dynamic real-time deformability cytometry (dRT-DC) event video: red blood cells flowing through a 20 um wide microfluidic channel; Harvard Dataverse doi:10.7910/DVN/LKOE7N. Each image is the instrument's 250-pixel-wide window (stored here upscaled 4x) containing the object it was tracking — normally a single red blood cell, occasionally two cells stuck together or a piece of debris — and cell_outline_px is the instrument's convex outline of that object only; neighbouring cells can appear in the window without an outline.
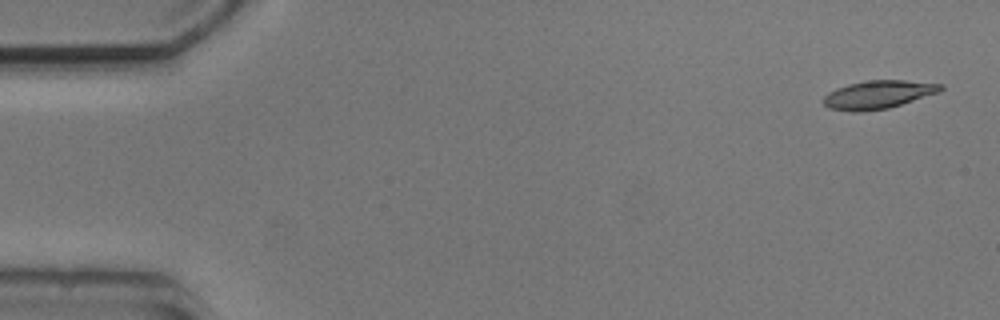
{"species": "common noctule bat (a hibernating species)", "species_latin": "Nyctalus noctula", "temperature_condition": "cold", "stored_images_in_passage": 4, "camera_frame_rate_fps": 3000, "um_per_image_px": 0.085, "animal": {"sex": "male", "body_mass_g": 20.5, "forearm_length_mm": 52.5}, "frame": {"image": 1, "passage_image": 1, "time_ms": 0.0, "image_size_px": [1000, 320], "cell_outline_px": [[944, 88], [940, 92], [888, 108], [860, 112], [852, 112], [828, 108], [820, 100], [828, 92], [836, 88], [848, 84], [864, 80], [904, 80], [944, 84]], "centroid_in_image_um": [74.61, 8.04], "position_along_channel_um": 10.4, "area_um2": 19.48}}
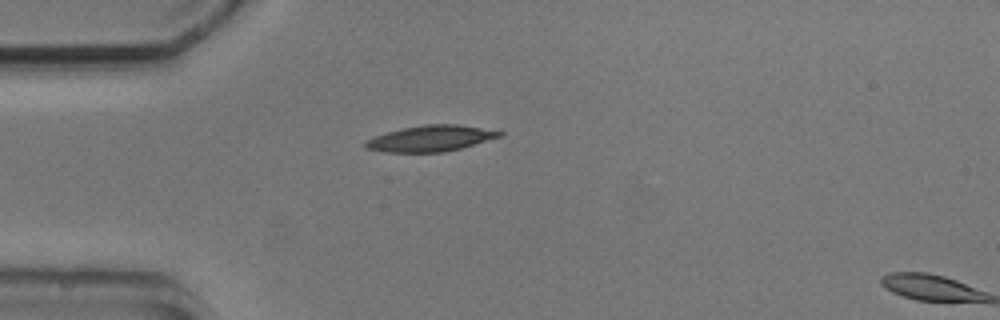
{"frame": {"image": 2, "passage_image": 3, "time_ms": 4.0, "image_size_px": [1000, 320], "cell_outline_px": [[504, 132], [500, 136], [460, 148], [444, 152], [384, 152], [364, 148], [364, 140], [388, 132], [404, 128], [424, 124], [456, 124]], "centroid_in_image_um": [36.53, 11.77], "position_along_channel_um": 48.5, "area_um2": 19.94}}